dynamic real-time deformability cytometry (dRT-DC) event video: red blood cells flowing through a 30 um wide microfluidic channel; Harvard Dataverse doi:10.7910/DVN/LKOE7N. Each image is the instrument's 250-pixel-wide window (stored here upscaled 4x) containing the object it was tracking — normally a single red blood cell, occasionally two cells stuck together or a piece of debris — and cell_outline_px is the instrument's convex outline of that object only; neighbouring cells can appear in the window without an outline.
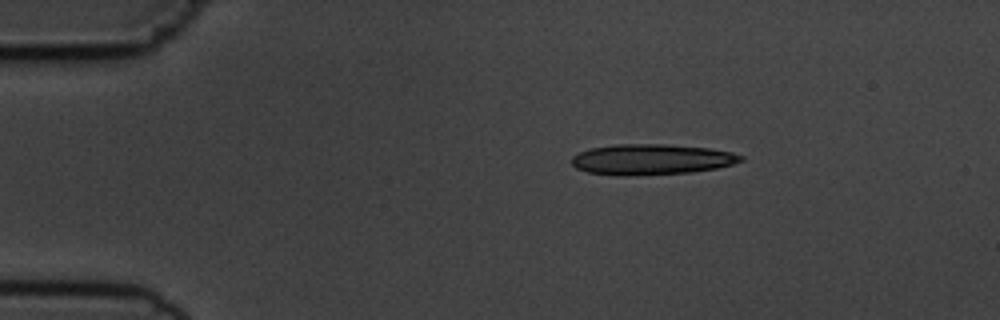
{"species": "common noctule bat (a hibernating species)", "species_latin": "Nyctalus noctula", "temperature_condition": "cold", "stored_images_in_passage": 4, "segment_of_instrument_passage": [1, 2], "camera_frame_rate_fps": 3000, "um_per_image_px": 0.085, "animal": {"sex": "male", "body_mass_g": 19.5, "forearm_length_mm": 54.6}, "frame": {"image": 1, "passage_image": 1, "time_ms": 0.0, "image_size_px": [1000, 320], "cell_outline_px": [[744, 160], [732, 164], [716, 168], [692, 172], [628, 176], [620, 176], [588, 172], [576, 168], [572, 164], [572, 156], [580, 152], [592, 148], [620, 144], [664, 144], [708, 148], [728, 152], [744, 156]], "centroid_in_image_um": [55.36, 13.56], "position_along_channel_um": 29.6, "area_um2": 30.0}}